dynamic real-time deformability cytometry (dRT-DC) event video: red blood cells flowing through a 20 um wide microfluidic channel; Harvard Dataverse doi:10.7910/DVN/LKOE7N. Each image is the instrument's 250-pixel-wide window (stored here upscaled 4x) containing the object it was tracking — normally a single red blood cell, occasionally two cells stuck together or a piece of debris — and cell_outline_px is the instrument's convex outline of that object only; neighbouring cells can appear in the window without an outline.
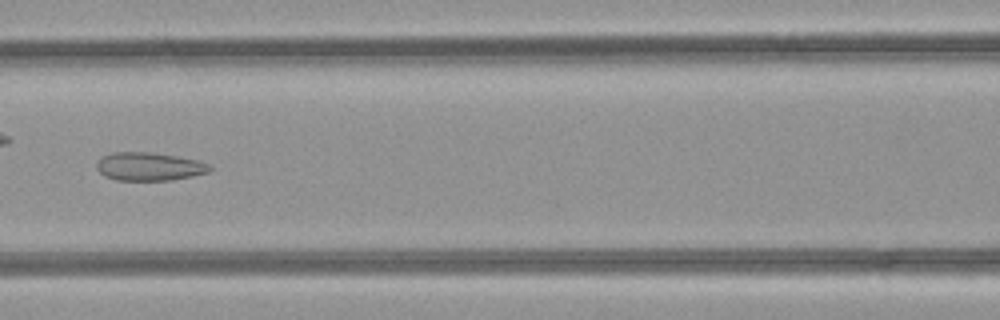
{"species": "common noctule bat (a hibernating species)", "species_latin": "Nyctalus noctula", "temperature_condition": "room temperature", "stored_images_in_passage": 48, "camera_frame_rate_fps": 3000, "um_per_image_px": 0.085, "animal": {"sex": "female", "body_mass_g": 21.9}, "frame": {"image": 1, "passage_image": 21, "time_ms": 6.667, "image_size_px": [1000, 320], "cell_outline_px": [[212, 168], [208, 172], [192, 176], [172, 180], [116, 180], [104, 176], [96, 168], [96, 164], [100, 156], [112, 152], [152, 152], [200, 160], [212, 164]], "centroid_in_image_um": [12.69, 14.14], "position_along_channel_um": 153.9, "area_um2": 18.9}}
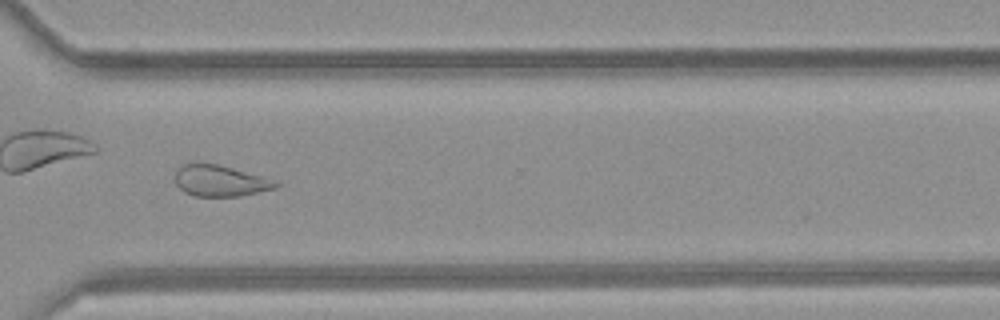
{"frame": {"image": 2, "passage_image": 35, "time_ms": 11.333, "image_size_px": [1000, 320], "cell_outline_px": [[284, 184], [276, 188], [240, 196], [196, 196], [184, 192], [176, 184], [176, 172], [184, 164], [216, 164], [280, 180]], "centroid_in_image_um": [18.83, 15.38], "position_along_channel_um": 351.8, "area_um2": 18.26}}